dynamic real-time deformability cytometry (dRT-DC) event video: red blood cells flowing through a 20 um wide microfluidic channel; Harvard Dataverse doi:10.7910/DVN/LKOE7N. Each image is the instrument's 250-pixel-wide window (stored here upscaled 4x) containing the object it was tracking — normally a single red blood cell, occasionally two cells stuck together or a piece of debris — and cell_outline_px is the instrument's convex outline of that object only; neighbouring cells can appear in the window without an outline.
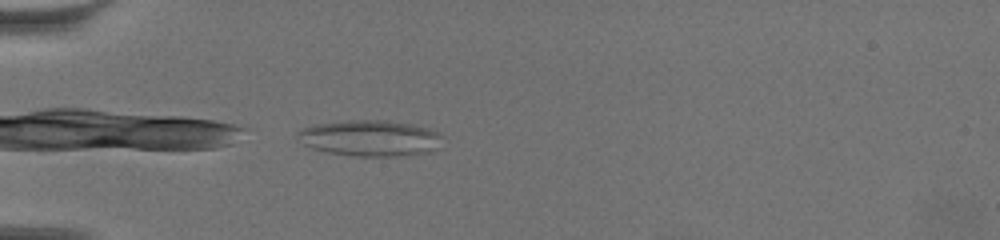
{"species": "common noctule bat (a hibernating species)", "species_latin": "Nyctalus noctula", "temperature_condition": "warm", "stored_images_in_passage": 43, "camera_frame_rate_fps": 3000, "um_per_image_px": 0.085, "animal": {"sex": "female", "body_mass_g": 19.5, "forearm_length_mm": 54.1}, "frame": {"image": 1, "passage_image": 1, "time_ms": 0.0, "image_size_px": [1000, 240], "cell_outline_px": [[440, 136], [436, 148], [432, 152], [404, 156], [352, 156], [328, 152], [312, 148], [304, 144], [296, 136], [296, 132], [304, 128], [316, 124], [352, 120], [388, 120], [428, 128], [436, 132]], "centroid_in_image_um": [31.43, 11.75], "position_along_channel_um": 53.6, "area_um2": 30.17}}
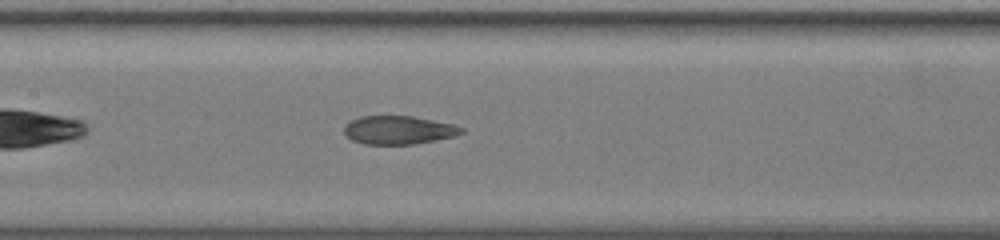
{"frame": {"image": 2, "passage_image": 13, "time_ms": 4.0, "image_size_px": [1000, 240], "cell_outline_px": [[464, 132], [456, 136], [416, 144], [364, 144], [352, 140], [344, 132], [344, 124], [360, 116], [412, 116], [452, 124], [464, 128]], "centroid_in_image_um": [33.88, 11.06], "position_along_channel_um": 173.5, "area_um2": 19.42}}
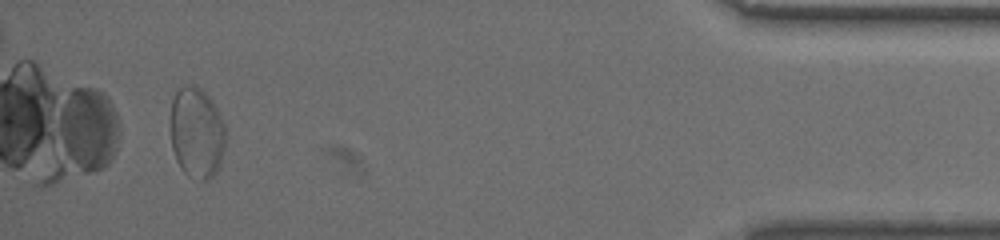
{"frame": {"image": 3, "passage_image": 40, "time_ms": 13.0, "image_size_px": [1000, 240], "cell_outline_px": [[224, 148], [220, 168], [208, 180], [200, 180], [188, 176], [180, 168], [176, 160], [172, 148], [172, 100], [176, 92], [184, 84], [196, 84], [212, 100], [224, 124]], "centroid_in_image_um": [16.73, 11.3], "position_along_channel_um": 418.5, "area_um2": 29.13}}